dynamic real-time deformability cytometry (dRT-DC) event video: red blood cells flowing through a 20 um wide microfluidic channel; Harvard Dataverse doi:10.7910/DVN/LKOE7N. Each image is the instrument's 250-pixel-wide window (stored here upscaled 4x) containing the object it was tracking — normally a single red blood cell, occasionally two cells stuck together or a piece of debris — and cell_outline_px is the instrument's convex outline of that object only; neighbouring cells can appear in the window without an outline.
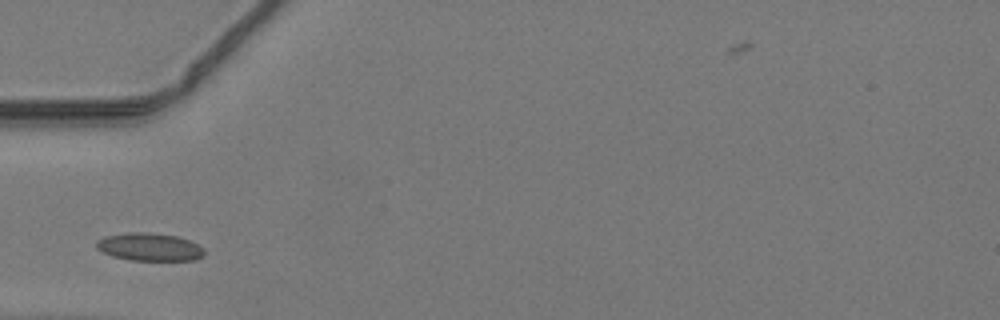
{"species": "common noctule bat (a hibernating species)", "species_latin": "Nyctalus noctula", "temperature_condition": "warm", "stored_images_in_passage": 30, "camera_frame_rate_fps": 3000, "um_per_image_px": 0.085, "animal": {"sex": "male", "body_mass_g": 19.2, "forearm_length_mm": 51.8}, "frame": {"image": 1, "passage_image": 1, "time_ms": 0.0, "image_size_px": [1000, 320], "cell_outline_px": [[204, 252], [200, 256], [192, 260], [128, 260], [112, 256], [96, 248], [96, 240], [104, 236], [128, 232], [148, 232], [176, 236], [188, 240], [204, 248]], "centroid_in_image_um": [12.65, 20.98], "position_along_channel_um": 72.4, "area_um2": 17.4}}
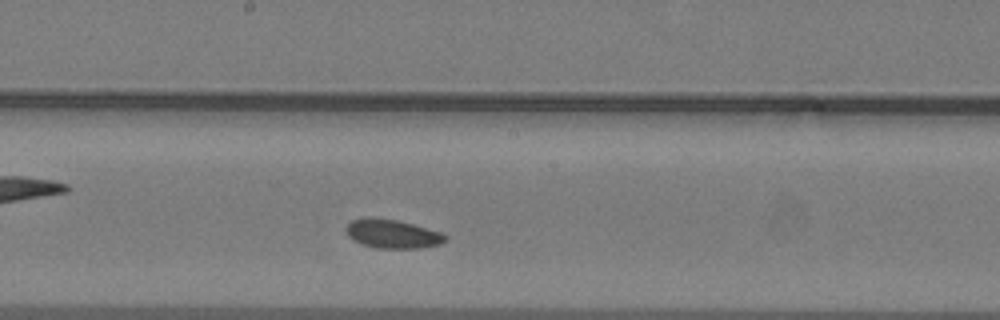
{"frame": {"image": 2, "passage_image": 11, "time_ms": 3.333, "image_size_px": [1000, 320], "cell_outline_px": [[448, 240], [440, 244], [420, 248], [376, 248], [360, 244], [352, 240], [348, 236], [344, 228], [352, 220], [368, 216], [372, 216], [396, 220], [412, 224], [440, 232], [448, 236]], "centroid_in_image_um": [33.31, 19.87], "position_along_channel_um": 214.9, "area_um2": 16.88}}
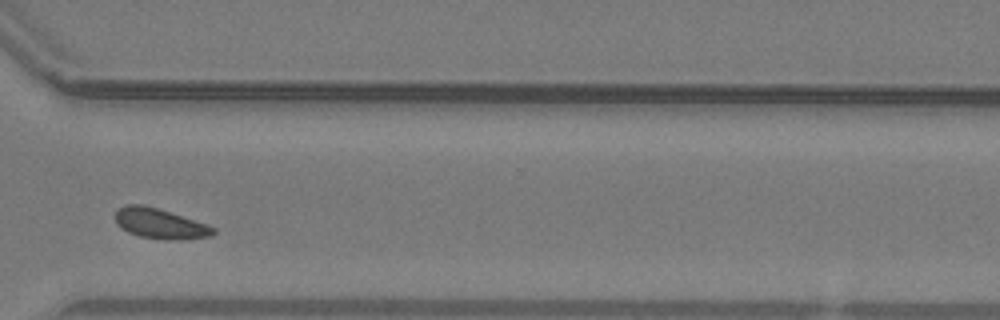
{"frame": {"image": 3, "passage_image": 21, "time_ms": 6.667, "image_size_px": [1000, 320], "cell_outline_px": [[216, 232], [212, 236], [184, 240], [164, 240], [140, 236], [128, 232], [120, 228], [116, 224], [116, 212], [120, 208], [128, 204], [144, 204], [216, 228]], "centroid_in_image_um": [13.59, 19.03], "position_along_channel_um": 357.0, "area_um2": 17.05}}